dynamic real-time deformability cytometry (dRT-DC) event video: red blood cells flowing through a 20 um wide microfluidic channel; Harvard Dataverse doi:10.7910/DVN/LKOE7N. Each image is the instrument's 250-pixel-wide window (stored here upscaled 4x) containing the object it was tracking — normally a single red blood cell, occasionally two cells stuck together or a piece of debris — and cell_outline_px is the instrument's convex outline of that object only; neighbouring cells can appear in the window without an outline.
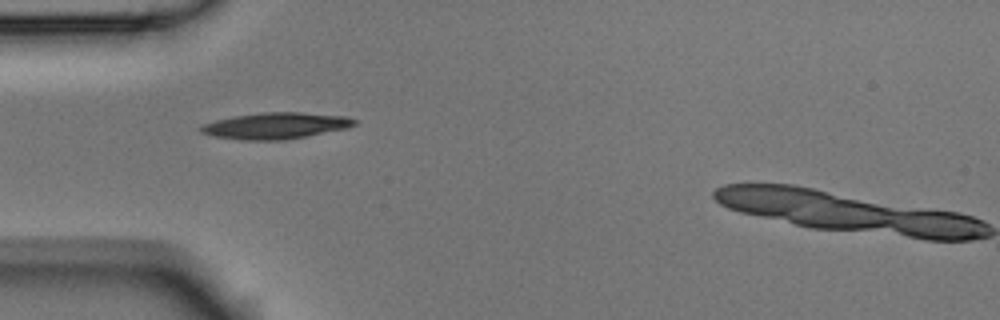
{"species": "Egyptian fruit bat (a non-hibernating species)", "species_latin": "Rousettus aegyptiacus", "temperature_condition": "room temperature", "stored_images_in_passage": 7, "camera_frame_rate_fps": 3000, "um_per_image_px": 0.085, "animal": {"sex": "male"}, "frame": {"image": 1, "passage_image": 5, "time_ms": 1.333, "image_size_px": [1000, 320], "cell_outline_px": [[356, 124], [348, 128], [284, 140], [244, 140], [212, 136], [200, 132], [200, 128], [204, 124], [216, 120], [236, 116], [264, 112], [300, 112], [348, 116], [356, 120]], "centroid_in_image_um": [23.46, 10.68], "position_along_channel_um": 61.5, "area_um2": 23.41}}
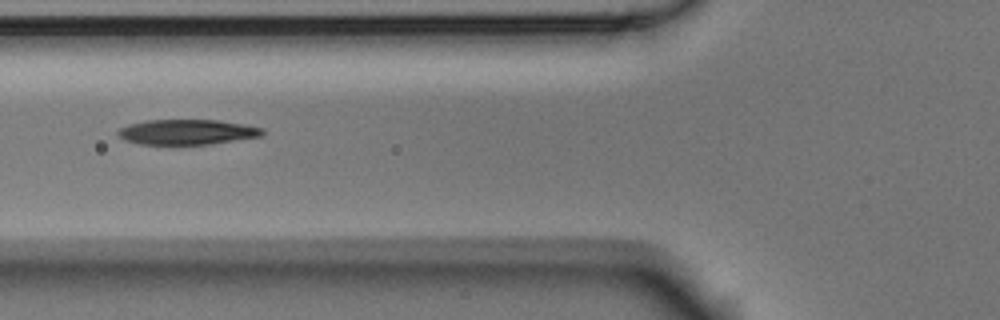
{"frame": {"image": 2, "passage_image": 6, "time_ms": 1.667, "image_size_px": [1000, 320], "cell_outline_px": [[264, 132], [260, 136], [208, 144], [140, 144], [124, 140], [116, 132], [120, 128], [128, 124], [148, 120], [220, 120], [264, 128]], "centroid_in_image_um": [15.87, 11.21], "position_along_channel_um": 109.9, "area_um2": 20.98}}
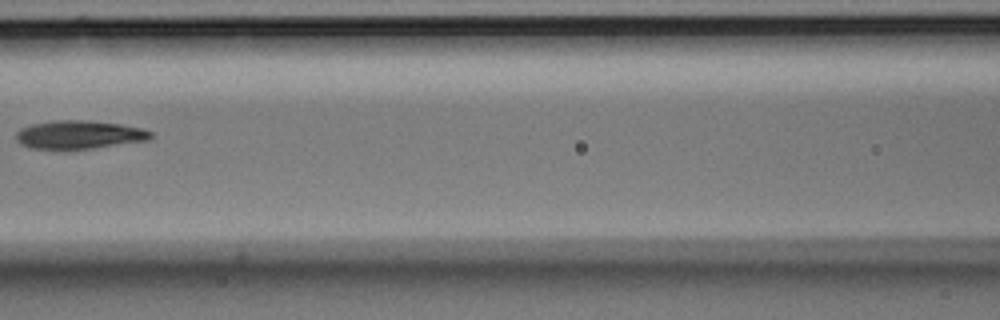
{"frame": {"image": 3, "passage_image": 7, "time_ms": 2.0, "image_size_px": [1000, 320], "cell_outline_px": [[152, 136], [148, 140], [92, 148], [32, 148], [20, 144], [16, 140], [16, 132], [20, 128], [32, 124], [56, 120], [88, 120], [120, 124], [140, 128], [152, 132]], "centroid_in_image_um": [6.7, 11.43], "position_along_channel_um": 159.9, "area_um2": 21.91}}